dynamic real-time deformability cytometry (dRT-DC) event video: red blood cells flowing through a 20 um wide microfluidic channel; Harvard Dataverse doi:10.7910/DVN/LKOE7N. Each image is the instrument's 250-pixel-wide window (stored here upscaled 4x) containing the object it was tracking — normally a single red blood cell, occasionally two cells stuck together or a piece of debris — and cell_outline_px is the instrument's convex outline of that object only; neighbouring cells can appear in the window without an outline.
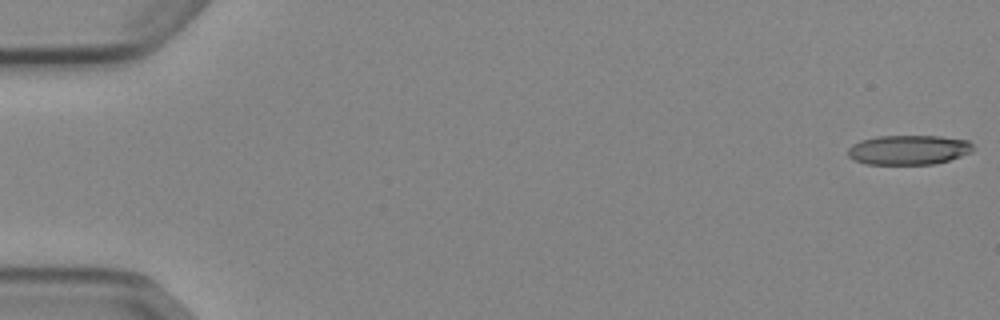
{"species": "Egyptian fruit bat (a non-hibernating species)", "species_latin": "Rousettus aegyptiacus", "temperature_condition": "cold", "stored_images_in_passage": 53, "camera_frame_rate_fps": 3000, "um_per_image_px": 0.085, "animal": {"sex": "female"}, "frame": {"image": 1, "passage_image": 1, "time_ms": 0.0, "image_size_px": [1000, 320], "cell_outline_px": [[972, 152], [948, 160], [932, 164], [868, 164], [856, 160], [848, 156], [848, 148], [852, 144], [860, 140], [876, 136], [940, 136], [968, 140], [972, 144]], "centroid_in_image_um": [77.21, 12.73], "position_along_channel_um": 7.8, "area_um2": 21.5}}
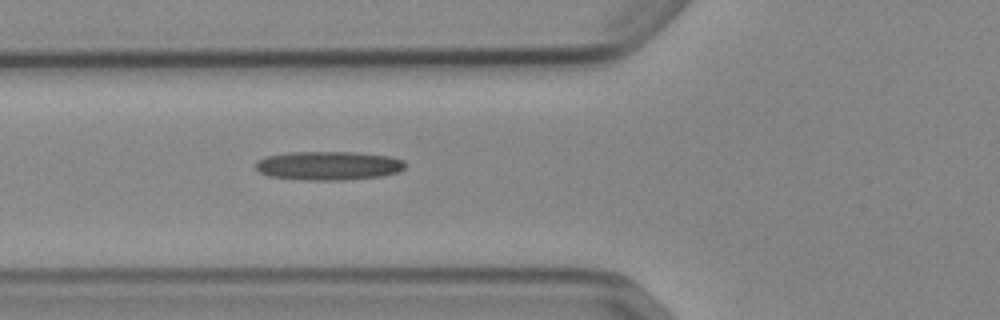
{"frame": {"image": 2, "passage_image": 20, "time_ms": 6.333, "image_size_px": [1000, 320], "cell_outline_px": [[404, 168], [396, 172], [380, 176], [344, 180], [308, 180], [268, 176], [260, 172], [256, 168], [256, 164], [260, 160], [268, 156], [288, 152], [356, 152], [388, 156], [404, 160]], "centroid_in_image_um": [27.92, 14.08], "position_along_channel_um": 97.9, "area_um2": 24.85}}
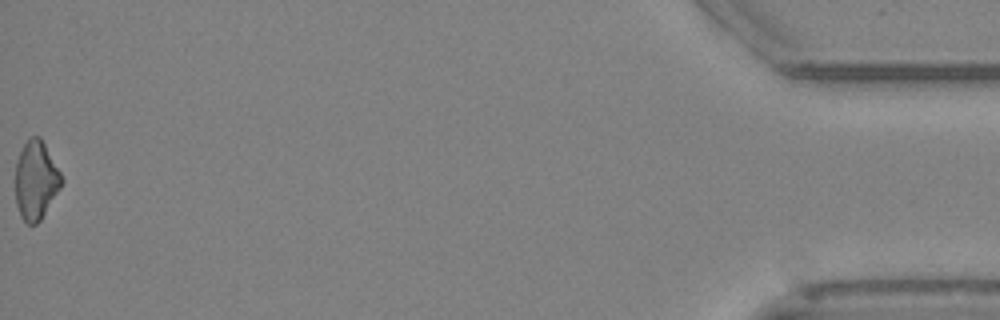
{"frame": {"image": 3, "passage_image": 53, "time_ms": 17.333, "image_size_px": [1000, 320], "cell_outline_px": [[64, 180], [60, 188], [40, 220], [36, 224], [28, 224], [20, 216], [16, 204], [16, 160], [28, 136], [40, 136], [60, 172]], "centroid_in_image_um": [3.04, 15.31], "position_along_channel_um": 432.2, "area_um2": 20.98}, "authors_computed_cell_mechanics": {"area_um2": 22.7154, "velocity_mm_per_s": 3.9033, "shape_relaxation_time_tau1_ms": null, "shape_relaxation_time_tau2_ms": 10.1575, "deformation_change_tau1": null, "deformation_change_tau2": 0.3392}}